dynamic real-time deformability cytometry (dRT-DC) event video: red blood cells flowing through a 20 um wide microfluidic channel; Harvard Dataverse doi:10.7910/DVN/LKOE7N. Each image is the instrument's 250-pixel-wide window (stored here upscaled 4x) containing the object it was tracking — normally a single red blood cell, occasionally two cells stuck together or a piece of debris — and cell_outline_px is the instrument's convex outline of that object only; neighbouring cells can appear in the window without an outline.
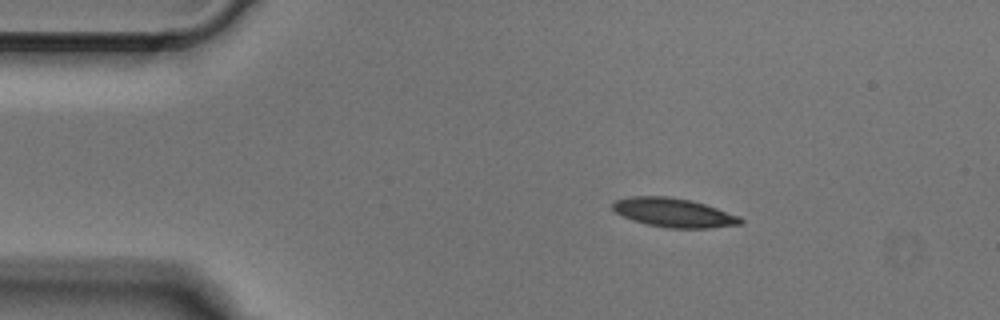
{"species": "Egyptian fruit bat (a non-hibernating species)", "species_latin": "Rousettus aegyptiacus", "temperature_condition": "cold", "stored_images_in_passage": 43, "camera_frame_rate_fps": 3000, "um_per_image_px": 0.085, "animal": {"sex": "male"}, "frame": {"image": 1, "passage_image": 1, "time_ms": 0.0, "image_size_px": [1000, 320], "cell_outline_px": [[744, 224], [712, 228], [664, 228], [632, 220], [620, 216], [612, 208], [612, 204], [616, 200], [632, 196], [668, 196], [692, 200], [740, 216], [744, 220]], "centroid_in_image_um": [57.28, 18.08], "position_along_channel_um": 27.7, "area_um2": 21.79}}
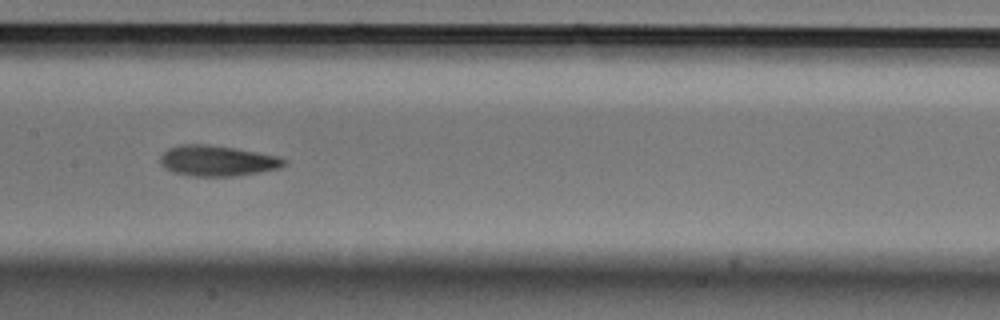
{"frame": {"image": 2, "passage_image": 17, "time_ms": 5.333, "image_size_px": [1000, 320], "cell_outline_px": [[288, 164], [280, 168], [260, 172], [236, 176], [192, 176], [172, 172], [164, 168], [160, 164], [160, 156], [168, 148], [180, 144], [208, 144], [236, 148], [280, 156], [288, 160]], "centroid_in_image_um": [18.5, 13.66], "position_along_channel_um": 188.9, "area_um2": 22.48}}
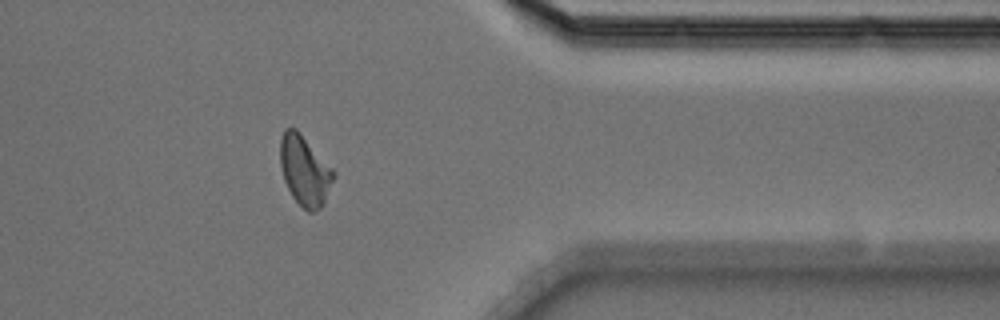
{"frame": {"image": 3, "passage_image": 33, "time_ms": 10.667, "image_size_px": [1000, 320], "cell_outline_px": [[336, 176], [324, 204], [320, 208], [312, 212], [308, 212], [292, 196], [284, 180], [280, 164], [280, 140], [284, 128], [296, 128], [300, 132], [336, 172]], "centroid_in_image_um": [25.92, 14.49], "position_along_channel_um": 385.5, "area_um2": 21.85}}